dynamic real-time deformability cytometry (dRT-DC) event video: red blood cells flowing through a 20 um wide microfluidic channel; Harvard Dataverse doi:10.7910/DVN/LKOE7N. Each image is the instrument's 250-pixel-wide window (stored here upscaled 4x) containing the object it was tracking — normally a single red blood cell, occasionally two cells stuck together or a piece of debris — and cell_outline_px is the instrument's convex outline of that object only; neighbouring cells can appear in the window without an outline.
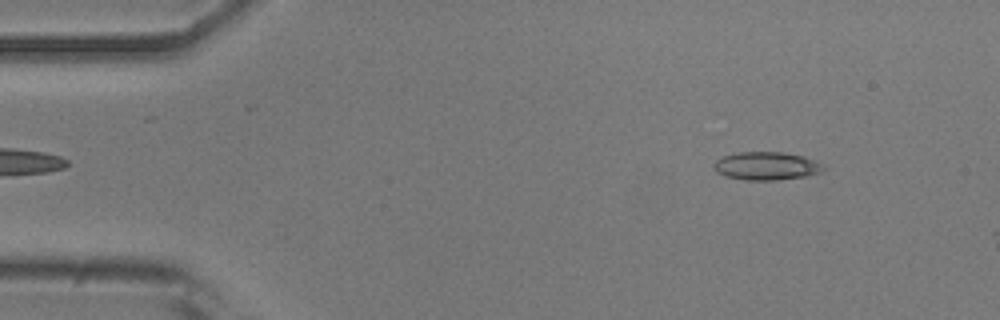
{"species": "common noctule bat (a hibernating species)", "species_latin": "Nyctalus noctula", "temperature_condition": "room temperature", "stored_images_in_passage": 4, "camera_frame_rate_fps": 3000, "um_per_image_px": 0.085, "animal": {"sex": "male", "body_mass_g": 20.5, "forearm_length_mm": 52.5}, "frame": {"image": 1, "passage_image": 2, "time_ms": 0.333, "image_size_px": [1000, 320], "cell_outline_px": [[828, 168], [820, 172], [804, 176], [776, 180], [744, 180], [724, 176], [716, 172], [712, 164], [716, 160], [724, 156], [740, 152], [784, 152], [804, 156], [816, 160], [824, 164]], "centroid_in_image_um": [65.17, 14.1], "position_along_channel_um": 19.8, "area_um2": 18.15}}